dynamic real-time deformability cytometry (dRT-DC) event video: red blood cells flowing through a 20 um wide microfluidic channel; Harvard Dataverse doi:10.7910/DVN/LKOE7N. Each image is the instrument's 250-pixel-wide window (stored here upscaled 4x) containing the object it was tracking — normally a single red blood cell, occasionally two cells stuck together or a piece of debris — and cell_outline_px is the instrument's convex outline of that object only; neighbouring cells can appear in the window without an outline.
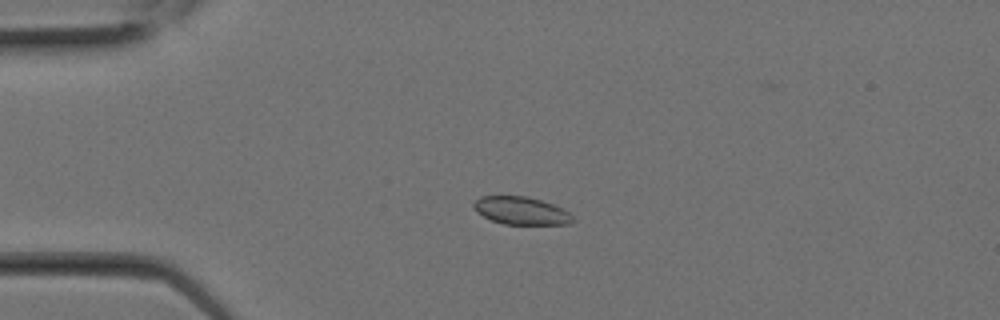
{"species": "Egyptian fruit bat (a non-hibernating species)", "species_latin": "Rousettus aegyptiacus", "temperature_condition": "room temperature", "stored_images_in_passage": 1, "camera_frame_rate_fps": 3000, "um_per_image_px": 0.085, "animal": {"sex": "female"}, "frame": {"image": 1, "passage_image": 1, "time_ms": 0.0, "image_size_px": [1000, 320], "cell_outline_px": [[576, 220], [568, 224], [504, 224], [492, 220], [476, 212], [472, 208], [472, 204], [480, 196], [528, 196], [552, 204], [568, 212]], "centroid_in_image_um": [44.26, 17.91], "position_along_channel_um": 40.7, "area_um2": 15.95}}